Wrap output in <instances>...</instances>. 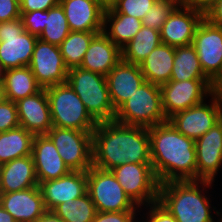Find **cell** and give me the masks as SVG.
Masks as SVG:
<instances>
[{
  "label": "cell",
  "instance_id": "83f0119b",
  "mask_svg": "<svg viewBox=\"0 0 222 222\" xmlns=\"http://www.w3.org/2000/svg\"><path fill=\"white\" fill-rule=\"evenodd\" d=\"M34 134L22 126L0 133V165L32 153Z\"/></svg>",
  "mask_w": 222,
  "mask_h": 222
},
{
  "label": "cell",
  "instance_id": "4316f807",
  "mask_svg": "<svg viewBox=\"0 0 222 222\" xmlns=\"http://www.w3.org/2000/svg\"><path fill=\"white\" fill-rule=\"evenodd\" d=\"M103 32L122 49L143 27L142 20L134 16L113 13L107 6L104 10ZM110 23V24H109ZM107 25L110 27H107ZM108 28V30H107Z\"/></svg>",
  "mask_w": 222,
  "mask_h": 222
},
{
  "label": "cell",
  "instance_id": "277c9868",
  "mask_svg": "<svg viewBox=\"0 0 222 222\" xmlns=\"http://www.w3.org/2000/svg\"><path fill=\"white\" fill-rule=\"evenodd\" d=\"M66 82L97 123L114 120L116 111L110 100L106 76L75 67L68 69Z\"/></svg>",
  "mask_w": 222,
  "mask_h": 222
},
{
  "label": "cell",
  "instance_id": "30bf717a",
  "mask_svg": "<svg viewBox=\"0 0 222 222\" xmlns=\"http://www.w3.org/2000/svg\"><path fill=\"white\" fill-rule=\"evenodd\" d=\"M92 133L53 126L46 134L71 171L92 167Z\"/></svg>",
  "mask_w": 222,
  "mask_h": 222
},
{
  "label": "cell",
  "instance_id": "9a60e30c",
  "mask_svg": "<svg viewBox=\"0 0 222 222\" xmlns=\"http://www.w3.org/2000/svg\"><path fill=\"white\" fill-rule=\"evenodd\" d=\"M204 13L187 3H181L169 16L160 31L161 42L173 47L192 44Z\"/></svg>",
  "mask_w": 222,
  "mask_h": 222
},
{
  "label": "cell",
  "instance_id": "ee69618b",
  "mask_svg": "<svg viewBox=\"0 0 222 222\" xmlns=\"http://www.w3.org/2000/svg\"><path fill=\"white\" fill-rule=\"evenodd\" d=\"M36 222H65L53 211H46Z\"/></svg>",
  "mask_w": 222,
  "mask_h": 222
},
{
  "label": "cell",
  "instance_id": "4fadbf2b",
  "mask_svg": "<svg viewBox=\"0 0 222 222\" xmlns=\"http://www.w3.org/2000/svg\"><path fill=\"white\" fill-rule=\"evenodd\" d=\"M160 88L162 107L167 119L202 103L204 97L219 89L211 80L168 81Z\"/></svg>",
  "mask_w": 222,
  "mask_h": 222
},
{
  "label": "cell",
  "instance_id": "8d00e7d4",
  "mask_svg": "<svg viewBox=\"0 0 222 222\" xmlns=\"http://www.w3.org/2000/svg\"><path fill=\"white\" fill-rule=\"evenodd\" d=\"M20 126L16 102L4 100L0 104V133Z\"/></svg>",
  "mask_w": 222,
  "mask_h": 222
},
{
  "label": "cell",
  "instance_id": "ab89813d",
  "mask_svg": "<svg viewBox=\"0 0 222 222\" xmlns=\"http://www.w3.org/2000/svg\"><path fill=\"white\" fill-rule=\"evenodd\" d=\"M20 13L36 10L46 11L60 3V0H19Z\"/></svg>",
  "mask_w": 222,
  "mask_h": 222
},
{
  "label": "cell",
  "instance_id": "7bdbcfd3",
  "mask_svg": "<svg viewBox=\"0 0 222 222\" xmlns=\"http://www.w3.org/2000/svg\"><path fill=\"white\" fill-rule=\"evenodd\" d=\"M219 0H189L188 5L194 7L196 10L205 13Z\"/></svg>",
  "mask_w": 222,
  "mask_h": 222
},
{
  "label": "cell",
  "instance_id": "9c48e42d",
  "mask_svg": "<svg viewBox=\"0 0 222 222\" xmlns=\"http://www.w3.org/2000/svg\"><path fill=\"white\" fill-rule=\"evenodd\" d=\"M110 171L138 207L158 201L159 182L151 163H126Z\"/></svg>",
  "mask_w": 222,
  "mask_h": 222
},
{
  "label": "cell",
  "instance_id": "44dd1931",
  "mask_svg": "<svg viewBox=\"0 0 222 222\" xmlns=\"http://www.w3.org/2000/svg\"><path fill=\"white\" fill-rule=\"evenodd\" d=\"M31 155L39 184L61 178L71 171L46 134L34 136Z\"/></svg>",
  "mask_w": 222,
  "mask_h": 222
},
{
  "label": "cell",
  "instance_id": "52a82bcc",
  "mask_svg": "<svg viewBox=\"0 0 222 222\" xmlns=\"http://www.w3.org/2000/svg\"><path fill=\"white\" fill-rule=\"evenodd\" d=\"M87 193L97 212H123L138 209L111 171L92 166L87 171Z\"/></svg>",
  "mask_w": 222,
  "mask_h": 222
},
{
  "label": "cell",
  "instance_id": "7402d4cb",
  "mask_svg": "<svg viewBox=\"0 0 222 222\" xmlns=\"http://www.w3.org/2000/svg\"><path fill=\"white\" fill-rule=\"evenodd\" d=\"M106 81L115 111L146 82L139 65L123 60L106 75Z\"/></svg>",
  "mask_w": 222,
  "mask_h": 222
},
{
  "label": "cell",
  "instance_id": "5b68a950",
  "mask_svg": "<svg viewBox=\"0 0 222 222\" xmlns=\"http://www.w3.org/2000/svg\"><path fill=\"white\" fill-rule=\"evenodd\" d=\"M45 89L52 126L86 132L94 131L98 123L90 116L82 100L67 82Z\"/></svg>",
  "mask_w": 222,
  "mask_h": 222
},
{
  "label": "cell",
  "instance_id": "7dc6e473",
  "mask_svg": "<svg viewBox=\"0 0 222 222\" xmlns=\"http://www.w3.org/2000/svg\"><path fill=\"white\" fill-rule=\"evenodd\" d=\"M180 3H188L189 0H178Z\"/></svg>",
  "mask_w": 222,
  "mask_h": 222
},
{
  "label": "cell",
  "instance_id": "ba28073f",
  "mask_svg": "<svg viewBox=\"0 0 222 222\" xmlns=\"http://www.w3.org/2000/svg\"><path fill=\"white\" fill-rule=\"evenodd\" d=\"M38 40L37 36L25 31L22 20L16 18L0 23V67L10 68L28 66Z\"/></svg>",
  "mask_w": 222,
  "mask_h": 222
},
{
  "label": "cell",
  "instance_id": "cb8c5ba5",
  "mask_svg": "<svg viewBox=\"0 0 222 222\" xmlns=\"http://www.w3.org/2000/svg\"><path fill=\"white\" fill-rule=\"evenodd\" d=\"M39 186L32 155L0 165V193H11Z\"/></svg>",
  "mask_w": 222,
  "mask_h": 222
},
{
  "label": "cell",
  "instance_id": "8992f818",
  "mask_svg": "<svg viewBox=\"0 0 222 222\" xmlns=\"http://www.w3.org/2000/svg\"><path fill=\"white\" fill-rule=\"evenodd\" d=\"M114 120L132 126L153 127L168 121L162 107L159 85L143 83L115 113Z\"/></svg>",
  "mask_w": 222,
  "mask_h": 222
},
{
  "label": "cell",
  "instance_id": "2e32d148",
  "mask_svg": "<svg viewBox=\"0 0 222 222\" xmlns=\"http://www.w3.org/2000/svg\"><path fill=\"white\" fill-rule=\"evenodd\" d=\"M108 0H60L70 31L102 32Z\"/></svg>",
  "mask_w": 222,
  "mask_h": 222
},
{
  "label": "cell",
  "instance_id": "b9f144b4",
  "mask_svg": "<svg viewBox=\"0 0 222 222\" xmlns=\"http://www.w3.org/2000/svg\"><path fill=\"white\" fill-rule=\"evenodd\" d=\"M204 18L216 26L222 28V0L217 1L204 13Z\"/></svg>",
  "mask_w": 222,
  "mask_h": 222
},
{
  "label": "cell",
  "instance_id": "8fae6325",
  "mask_svg": "<svg viewBox=\"0 0 222 222\" xmlns=\"http://www.w3.org/2000/svg\"><path fill=\"white\" fill-rule=\"evenodd\" d=\"M211 104L202 102L175 113L168 121L183 135L196 141L222 119V93L211 94Z\"/></svg>",
  "mask_w": 222,
  "mask_h": 222
},
{
  "label": "cell",
  "instance_id": "74e56055",
  "mask_svg": "<svg viewBox=\"0 0 222 222\" xmlns=\"http://www.w3.org/2000/svg\"><path fill=\"white\" fill-rule=\"evenodd\" d=\"M136 211L96 212L92 222H135Z\"/></svg>",
  "mask_w": 222,
  "mask_h": 222
},
{
  "label": "cell",
  "instance_id": "3957f363",
  "mask_svg": "<svg viewBox=\"0 0 222 222\" xmlns=\"http://www.w3.org/2000/svg\"><path fill=\"white\" fill-rule=\"evenodd\" d=\"M212 181L186 180L159 184L158 202L174 216L177 222H214L208 197L201 188Z\"/></svg>",
  "mask_w": 222,
  "mask_h": 222
},
{
  "label": "cell",
  "instance_id": "f546056e",
  "mask_svg": "<svg viewBox=\"0 0 222 222\" xmlns=\"http://www.w3.org/2000/svg\"><path fill=\"white\" fill-rule=\"evenodd\" d=\"M161 42L160 32L144 26L122 49V60L140 65Z\"/></svg>",
  "mask_w": 222,
  "mask_h": 222
},
{
  "label": "cell",
  "instance_id": "f35d334b",
  "mask_svg": "<svg viewBox=\"0 0 222 222\" xmlns=\"http://www.w3.org/2000/svg\"><path fill=\"white\" fill-rule=\"evenodd\" d=\"M19 0H0V23L20 18Z\"/></svg>",
  "mask_w": 222,
  "mask_h": 222
},
{
  "label": "cell",
  "instance_id": "bcb514c9",
  "mask_svg": "<svg viewBox=\"0 0 222 222\" xmlns=\"http://www.w3.org/2000/svg\"><path fill=\"white\" fill-rule=\"evenodd\" d=\"M5 100L4 86L2 79H0V104Z\"/></svg>",
  "mask_w": 222,
  "mask_h": 222
},
{
  "label": "cell",
  "instance_id": "c3c4849f",
  "mask_svg": "<svg viewBox=\"0 0 222 222\" xmlns=\"http://www.w3.org/2000/svg\"><path fill=\"white\" fill-rule=\"evenodd\" d=\"M3 70L0 67V79H2Z\"/></svg>",
  "mask_w": 222,
  "mask_h": 222
},
{
  "label": "cell",
  "instance_id": "ffe728a7",
  "mask_svg": "<svg viewBox=\"0 0 222 222\" xmlns=\"http://www.w3.org/2000/svg\"><path fill=\"white\" fill-rule=\"evenodd\" d=\"M0 205L16 222H36L47 211L39 186L0 193Z\"/></svg>",
  "mask_w": 222,
  "mask_h": 222
},
{
  "label": "cell",
  "instance_id": "d6a6232c",
  "mask_svg": "<svg viewBox=\"0 0 222 222\" xmlns=\"http://www.w3.org/2000/svg\"><path fill=\"white\" fill-rule=\"evenodd\" d=\"M45 28L38 37L43 42L59 46L71 32L60 3L46 10Z\"/></svg>",
  "mask_w": 222,
  "mask_h": 222
},
{
  "label": "cell",
  "instance_id": "484cf974",
  "mask_svg": "<svg viewBox=\"0 0 222 222\" xmlns=\"http://www.w3.org/2000/svg\"><path fill=\"white\" fill-rule=\"evenodd\" d=\"M2 82L5 99L13 102L34 95L42 89L28 66L4 70Z\"/></svg>",
  "mask_w": 222,
  "mask_h": 222
},
{
  "label": "cell",
  "instance_id": "1f68e13d",
  "mask_svg": "<svg viewBox=\"0 0 222 222\" xmlns=\"http://www.w3.org/2000/svg\"><path fill=\"white\" fill-rule=\"evenodd\" d=\"M52 211L65 222H92L97 212L88 193L57 205Z\"/></svg>",
  "mask_w": 222,
  "mask_h": 222
},
{
  "label": "cell",
  "instance_id": "d590c367",
  "mask_svg": "<svg viewBox=\"0 0 222 222\" xmlns=\"http://www.w3.org/2000/svg\"><path fill=\"white\" fill-rule=\"evenodd\" d=\"M20 14V19L22 20L25 31L39 37L46 25V11L36 10Z\"/></svg>",
  "mask_w": 222,
  "mask_h": 222
},
{
  "label": "cell",
  "instance_id": "e0dca14e",
  "mask_svg": "<svg viewBox=\"0 0 222 222\" xmlns=\"http://www.w3.org/2000/svg\"><path fill=\"white\" fill-rule=\"evenodd\" d=\"M196 180L214 181L222 164V119L195 141Z\"/></svg>",
  "mask_w": 222,
  "mask_h": 222
},
{
  "label": "cell",
  "instance_id": "5bb4252c",
  "mask_svg": "<svg viewBox=\"0 0 222 222\" xmlns=\"http://www.w3.org/2000/svg\"><path fill=\"white\" fill-rule=\"evenodd\" d=\"M28 67L42 88L65 83L68 68L65 66L60 48L38 39Z\"/></svg>",
  "mask_w": 222,
  "mask_h": 222
},
{
  "label": "cell",
  "instance_id": "6da1fadb",
  "mask_svg": "<svg viewBox=\"0 0 222 222\" xmlns=\"http://www.w3.org/2000/svg\"><path fill=\"white\" fill-rule=\"evenodd\" d=\"M126 163H151L148 128L99 122L92 133V166L110 171Z\"/></svg>",
  "mask_w": 222,
  "mask_h": 222
},
{
  "label": "cell",
  "instance_id": "d6986e66",
  "mask_svg": "<svg viewBox=\"0 0 222 222\" xmlns=\"http://www.w3.org/2000/svg\"><path fill=\"white\" fill-rule=\"evenodd\" d=\"M19 124L34 135L47 134L52 118L46 89L16 102Z\"/></svg>",
  "mask_w": 222,
  "mask_h": 222
},
{
  "label": "cell",
  "instance_id": "f6af8a7d",
  "mask_svg": "<svg viewBox=\"0 0 222 222\" xmlns=\"http://www.w3.org/2000/svg\"><path fill=\"white\" fill-rule=\"evenodd\" d=\"M0 222H16L14 217L0 205Z\"/></svg>",
  "mask_w": 222,
  "mask_h": 222
},
{
  "label": "cell",
  "instance_id": "f1b7e54d",
  "mask_svg": "<svg viewBox=\"0 0 222 222\" xmlns=\"http://www.w3.org/2000/svg\"><path fill=\"white\" fill-rule=\"evenodd\" d=\"M170 81L210 80L203 72L192 44L175 47Z\"/></svg>",
  "mask_w": 222,
  "mask_h": 222
},
{
  "label": "cell",
  "instance_id": "d4e9b609",
  "mask_svg": "<svg viewBox=\"0 0 222 222\" xmlns=\"http://www.w3.org/2000/svg\"><path fill=\"white\" fill-rule=\"evenodd\" d=\"M175 47L161 43L139 65L145 81L163 85L170 81Z\"/></svg>",
  "mask_w": 222,
  "mask_h": 222
},
{
  "label": "cell",
  "instance_id": "ac0fdd59",
  "mask_svg": "<svg viewBox=\"0 0 222 222\" xmlns=\"http://www.w3.org/2000/svg\"><path fill=\"white\" fill-rule=\"evenodd\" d=\"M46 210L75 200L87 193V171H70L61 178L43 181L39 184Z\"/></svg>",
  "mask_w": 222,
  "mask_h": 222
},
{
  "label": "cell",
  "instance_id": "e575fe53",
  "mask_svg": "<svg viewBox=\"0 0 222 222\" xmlns=\"http://www.w3.org/2000/svg\"><path fill=\"white\" fill-rule=\"evenodd\" d=\"M157 0H108L107 7L113 13L134 16L142 20Z\"/></svg>",
  "mask_w": 222,
  "mask_h": 222
},
{
  "label": "cell",
  "instance_id": "60d3db41",
  "mask_svg": "<svg viewBox=\"0 0 222 222\" xmlns=\"http://www.w3.org/2000/svg\"><path fill=\"white\" fill-rule=\"evenodd\" d=\"M151 209L148 213L146 222H177L172 214H170L158 201L148 205ZM145 222V221H144Z\"/></svg>",
  "mask_w": 222,
  "mask_h": 222
},
{
  "label": "cell",
  "instance_id": "7a4b0ae2",
  "mask_svg": "<svg viewBox=\"0 0 222 222\" xmlns=\"http://www.w3.org/2000/svg\"><path fill=\"white\" fill-rule=\"evenodd\" d=\"M153 172L159 182L196 180L195 141L169 121L148 128Z\"/></svg>",
  "mask_w": 222,
  "mask_h": 222
},
{
  "label": "cell",
  "instance_id": "836d02e7",
  "mask_svg": "<svg viewBox=\"0 0 222 222\" xmlns=\"http://www.w3.org/2000/svg\"><path fill=\"white\" fill-rule=\"evenodd\" d=\"M180 4L178 0H157L142 19V24L160 32L163 24Z\"/></svg>",
  "mask_w": 222,
  "mask_h": 222
},
{
  "label": "cell",
  "instance_id": "7c38bea8",
  "mask_svg": "<svg viewBox=\"0 0 222 222\" xmlns=\"http://www.w3.org/2000/svg\"><path fill=\"white\" fill-rule=\"evenodd\" d=\"M192 45L197 51L204 74L222 86V28L203 18L196 29Z\"/></svg>",
  "mask_w": 222,
  "mask_h": 222
},
{
  "label": "cell",
  "instance_id": "603a6c76",
  "mask_svg": "<svg viewBox=\"0 0 222 222\" xmlns=\"http://www.w3.org/2000/svg\"><path fill=\"white\" fill-rule=\"evenodd\" d=\"M121 60V49L102 31L90 42L80 68L106 76Z\"/></svg>",
  "mask_w": 222,
  "mask_h": 222
},
{
  "label": "cell",
  "instance_id": "4dcf8cb0",
  "mask_svg": "<svg viewBox=\"0 0 222 222\" xmlns=\"http://www.w3.org/2000/svg\"><path fill=\"white\" fill-rule=\"evenodd\" d=\"M100 32L71 31L59 45L65 66L80 67L93 37Z\"/></svg>",
  "mask_w": 222,
  "mask_h": 222
}]
</instances>
